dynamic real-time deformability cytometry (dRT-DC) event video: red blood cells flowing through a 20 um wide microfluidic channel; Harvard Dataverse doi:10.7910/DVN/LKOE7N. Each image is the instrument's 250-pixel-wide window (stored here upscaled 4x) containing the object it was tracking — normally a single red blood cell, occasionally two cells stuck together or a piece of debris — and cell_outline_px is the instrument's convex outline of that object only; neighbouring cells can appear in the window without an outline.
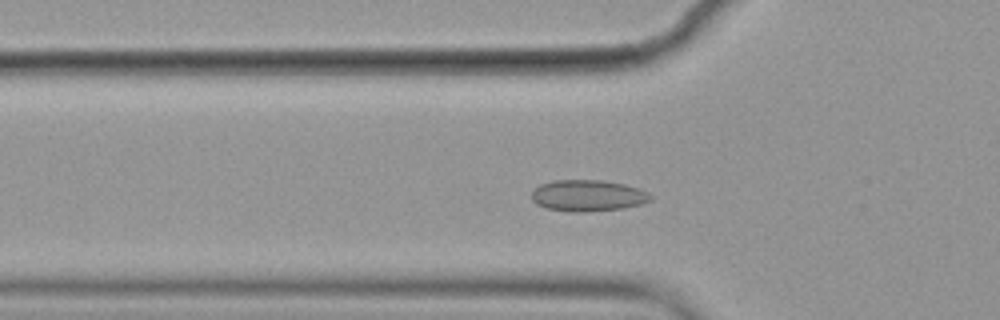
{"species": "common noctule bat (a hibernating species)", "species_latin": "Nyctalus noctula", "temperature_condition": "cold", "stored_images_in_passage": 54, "camera_frame_rate_fps": 3000, "um_per_image_px": 0.085, "animal": {"sex": "female", "body_mass_g": 19.9}, "frame": {"image": 1, "passage_image": 16, "time_ms": 5.0, "image_size_px": [1000, 320], "cell_outline_px": [[652, 200], [640, 204], [624, 208], [588, 212], [568, 212], [548, 208], [536, 204], [532, 200], [532, 192], [540, 184], [552, 180], [600, 180], [624, 184], [640, 188], [648, 192], [652, 196]], "centroid_in_image_um": [49.98, 16.63], "position_along_channel_um": 75.8, "area_um2": 21.91}}
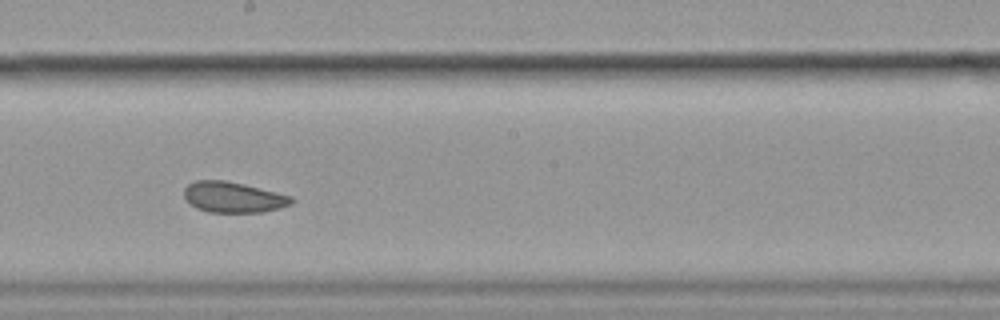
{"frame": {"image": 2, "passage_image": 29, "time_ms": 9.333, "image_size_px": [1000, 320], "cell_outline_px": [[292, 204], [280, 208], [260, 212], [208, 212], [196, 208], [184, 196], [184, 188], [188, 184], [196, 180], [224, 180], [244, 184], [292, 196]], "centroid_in_image_um": [19.82, 16.76], "position_along_channel_um": 228.4, "area_um2": 19.07}}
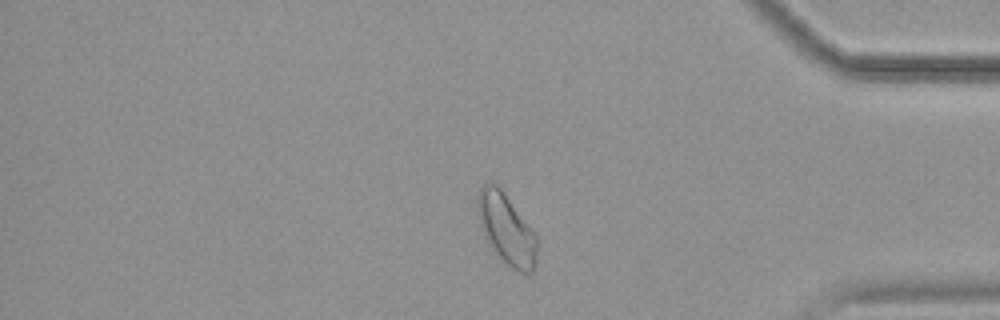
{"frame": {"image": 3, "passage_image": 45, "time_ms": 14.667, "image_size_px": [1000, 320], "cell_outline_px": [[536, 264], [532, 272], [520, 272], [508, 268], [492, 252], [488, 244], [480, 224], [476, 212], [476, 196], [480, 188], [484, 184], [496, 184], [500, 188], [536, 236]], "centroid_in_image_um": [42.99, 19.52], "position_along_channel_um": 392.2, "area_um2": 24.39}, "authors_computed_cell_mechanics": {"area_um2": 21.5594, "velocity_mm_per_s": 3.52, "shape_relaxation_time_tau1_ms": null, "shape_relaxation_time_tau2_ms": 2.7981, "deformation_change_tau1": null, "deformation_change_tau2": 0.0508}}